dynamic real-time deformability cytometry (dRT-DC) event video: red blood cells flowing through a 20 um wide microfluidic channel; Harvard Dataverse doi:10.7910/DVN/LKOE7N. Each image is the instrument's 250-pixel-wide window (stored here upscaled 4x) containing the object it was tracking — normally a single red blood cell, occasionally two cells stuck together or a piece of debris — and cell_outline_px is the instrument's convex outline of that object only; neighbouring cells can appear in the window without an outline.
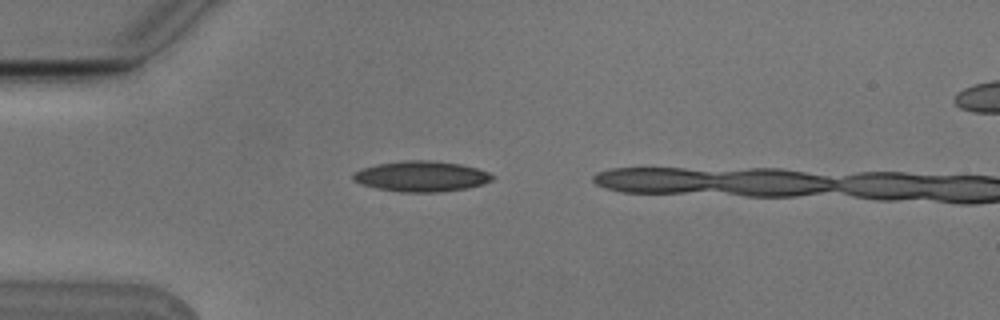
{"species": "Egyptian fruit bat (a non-hibernating species)", "species_latin": "Rousettus aegyptiacus", "temperature_condition": "cold", "stored_images_in_passage": 3, "camera_frame_rate_fps": 3000, "um_per_image_px": 0.085, "animal": {"sex": "male"}, "frame": {"image": 1, "passage_image": 1, "time_ms": 0.0, "image_size_px": [1000, 320], "cell_outline_px": [[496, 176], [492, 180], [484, 184], [468, 188], [440, 192], [400, 192], [376, 188], [360, 184], [352, 180], [352, 176], [360, 168], [376, 164], [404, 160], [432, 160], [460, 164], [476, 168], [488, 172]], "centroid_in_image_um": [35.81, 14.99], "position_along_channel_um": 49.2, "area_um2": 25.03}}